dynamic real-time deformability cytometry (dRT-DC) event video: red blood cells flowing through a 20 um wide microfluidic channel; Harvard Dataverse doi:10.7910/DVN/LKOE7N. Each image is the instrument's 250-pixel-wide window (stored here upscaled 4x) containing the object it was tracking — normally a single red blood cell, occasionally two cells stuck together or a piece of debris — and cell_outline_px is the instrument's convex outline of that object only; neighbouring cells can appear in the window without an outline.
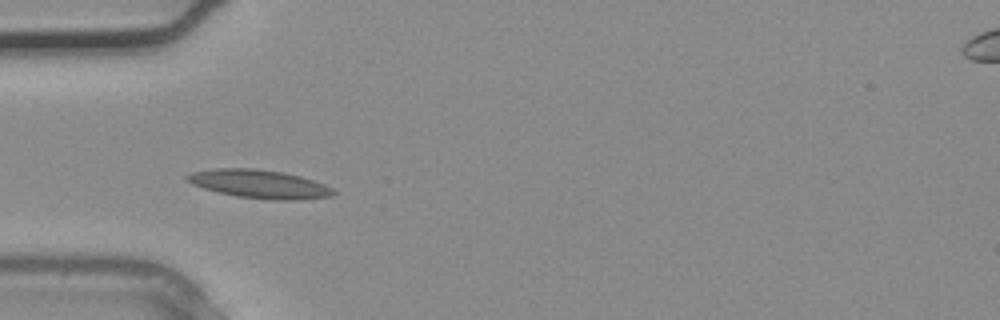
{"species": "common noctule bat (a hibernating species)", "species_latin": "Nyctalus noctula", "temperature_condition": "warm", "stored_images_in_passage": 4, "camera_frame_rate_fps": 3000, "um_per_image_px": 0.085, "animal": {"sex": "male", "body_mass_g": 20.4}, "frame": {"image": 1, "passage_image": 4, "time_ms": 1.0, "image_size_px": [1000, 320], "cell_outline_px": [[336, 192], [332, 196], [296, 200], [272, 200], [236, 196], [216, 192], [192, 184], [184, 176], [192, 172], [212, 168], [256, 168], [280, 172], [300, 176], [324, 184], [332, 188]], "centroid_in_image_um": [22.02, 15.64], "position_along_channel_um": 63.0, "area_um2": 24.22}}